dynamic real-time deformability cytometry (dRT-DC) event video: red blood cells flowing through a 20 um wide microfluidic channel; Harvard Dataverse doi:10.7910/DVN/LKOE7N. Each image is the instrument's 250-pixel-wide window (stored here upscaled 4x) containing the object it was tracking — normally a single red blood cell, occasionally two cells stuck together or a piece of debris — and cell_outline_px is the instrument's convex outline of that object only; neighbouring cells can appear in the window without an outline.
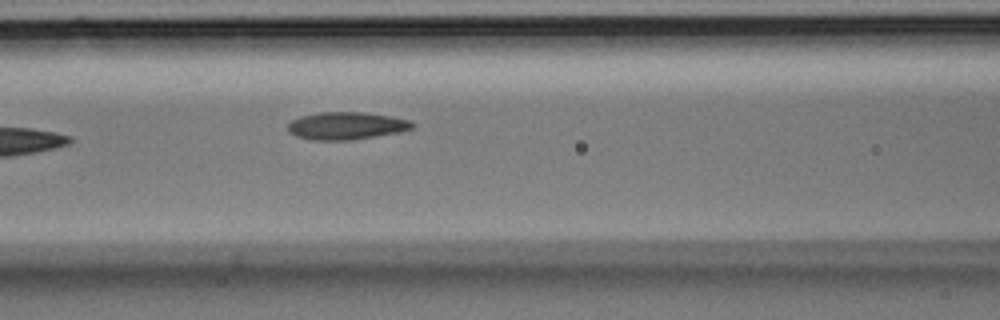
{"species": "Egyptian fruit bat (a non-hibernating species)", "species_latin": "Rousettus aegyptiacus", "temperature_condition": "room temperature", "stored_images_in_passage": 6, "camera_frame_rate_fps": 3000, "um_per_image_px": 0.085, "animal": {"sex": "male"}, "frame": {"image": 1, "passage_image": 6, "time_ms": 1.667, "image_size_px": [1000, 320], "cell_outline_px": [[416, 124], [412, 128], [400, 132], [348, 140], [312, 140], [296, 136], [288, 132], [288, 124], [292, 120], [300, 116], [316, 112], [360, 112], [392, 116], [408, 120]], "centroid_in_image_um": [29.41, 10.68], "position_along_channel_um": 137.2, "area_um2": 19.94}}